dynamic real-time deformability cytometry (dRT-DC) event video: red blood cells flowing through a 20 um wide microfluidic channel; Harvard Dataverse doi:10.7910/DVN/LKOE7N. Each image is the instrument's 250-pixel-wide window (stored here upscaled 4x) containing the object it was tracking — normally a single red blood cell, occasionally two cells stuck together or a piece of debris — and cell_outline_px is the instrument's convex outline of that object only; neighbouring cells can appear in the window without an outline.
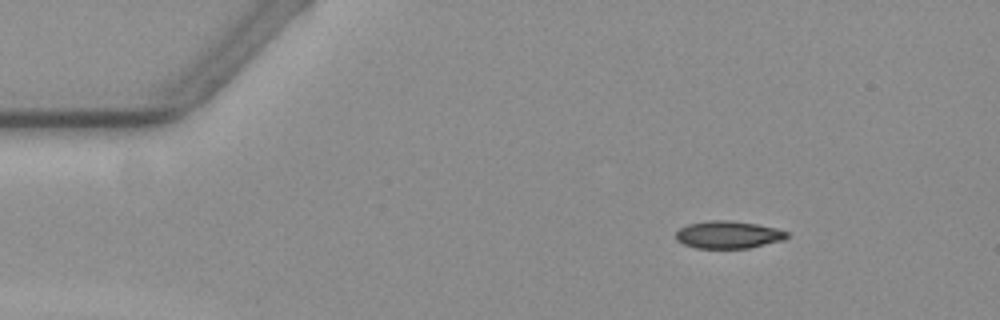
{"species": "common noctule bat (a hibernating species)", "species_latin": "Nyctalus noctula", "temperature_condition": "warm", "stored_images_in_passage": 50, "camera_frame_rate_fps": 3000, "um_per_image_px": 0.085, "animal": {"sex": "female", "body_mass_g": 19.3, "forearm_length_mm": 54.1}, "frame": {"image": 1, "passage_image": 1, "time_ms": 0.0, "image_size_px": [1000, 320], "cell_outline_px": [[788, 236], [784, 240], [748, 248], [696, 248], [684, 244], [676, 240], [676, 232], [680, 228], [688, 224], [704, 220], [732, 220], [756, 224], [776, 228], [788, 232]], "centroid_in_image_um": [61.89, 19.94], "position_along_channel_um": 23.1, "area_um2": 17.86}}
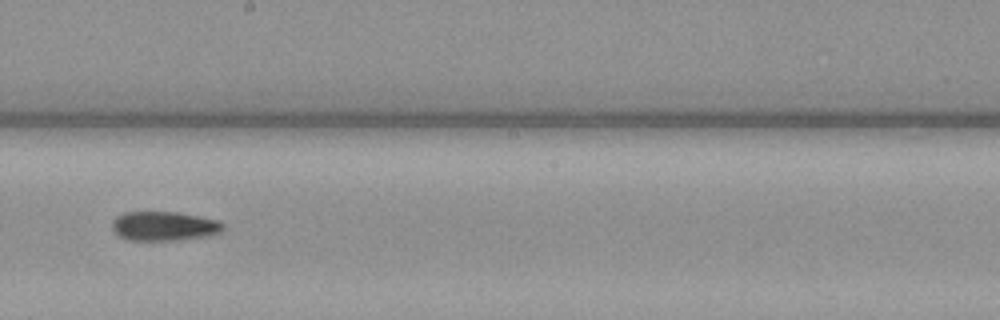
{"frame": {"image": 2, "passage_image": 25, "time_ms": 8.0, "image_size_px": [1000, 320], "cell_outline_px": [[224, 228], [220, 232], [208, 236], [180, 240], [128, 240], [116, 236], [112, 228], [112, 220], [116, 216], [124, 212], [176, 212], [220, 220], [224, 224]], "centroid_in_image_um": [13.93, 19.22], "position_along_channel_um": 234.3, "area_um2": 19.19}}
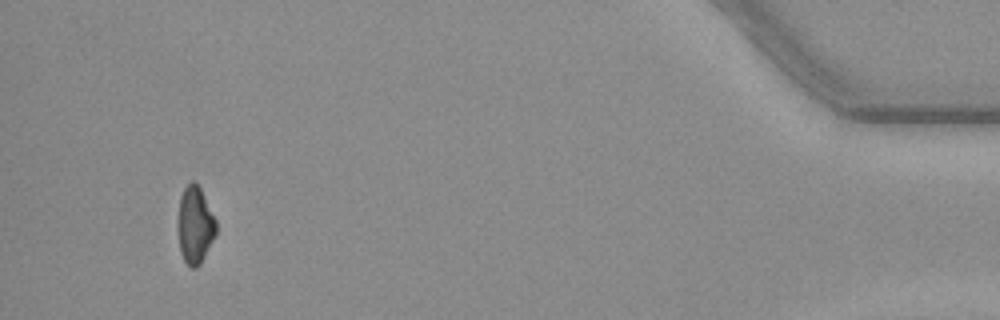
{"frame": {"image": 3, "passage_image": 47, "time_ms": 15.333, "image_size_px": [1000, 320], "cell_outline_px": [[216, 236], [200, 264], [196, 268], [192, 268], [184, 260], [180, 252], [176, 228], [176, 220], [180, 196], [184, 188], [192, 180], [200, 188], [216, 220]], "centroid_in_image_um": [16.54, 19.15], "position_along_channel_um": 418.7, "area_um2": 17.51}, "authors_computed_cell_mechanics": {"area_um2": 18.496, "velocity_mm_per_s": 3.5904, "shape_relaxation_time_tau1_ms": 6.626, "shape_relaxation_time_tau2_ms": null, "deformation_change_tau1": 0.1738, "deformation_change_tau2": null}}